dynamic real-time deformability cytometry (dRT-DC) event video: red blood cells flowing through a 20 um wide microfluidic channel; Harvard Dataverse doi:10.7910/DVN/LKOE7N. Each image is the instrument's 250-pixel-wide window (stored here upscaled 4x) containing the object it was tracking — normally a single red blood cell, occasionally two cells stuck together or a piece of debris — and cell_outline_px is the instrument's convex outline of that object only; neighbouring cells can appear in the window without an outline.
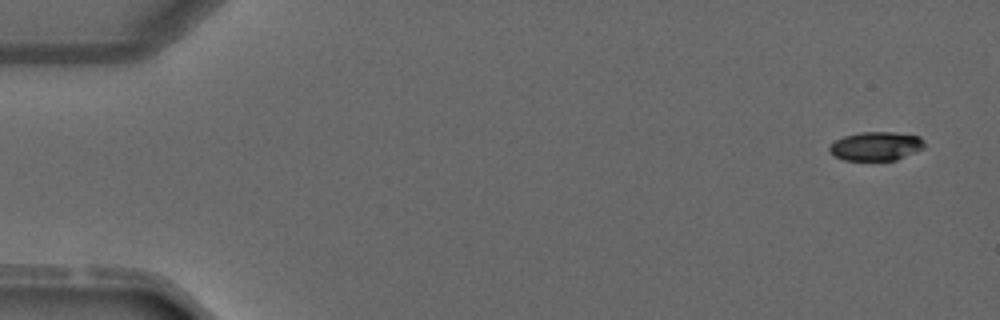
{"species": "common noctule bat (a hibernating species)", "species_latin": "Nyctalus noctula", "temperature_condition": "warm", "stored_images_in_passage": 4, "camera_frame_rate_fps": 3000, "um_per_image_px": 0.085, "animal": {"sex": "male", "forearm_length_mm": 52.5}, "frame": {"image": 1, "passage_image": 1, "time_ms": 0.0, "image_size_px": [1000, 320], "cell_outline_px": [[924, 148], [896, 160], [844, 160], [836, 156], [828, 148], [836, 140], [844, 136], [860, 132], [892, 132], [920, 136], [924, 140]], "centroid_in_image_um": [74.49, 12.42], "position_along_channel_um": 10.5, "area_um2": 15.78}}
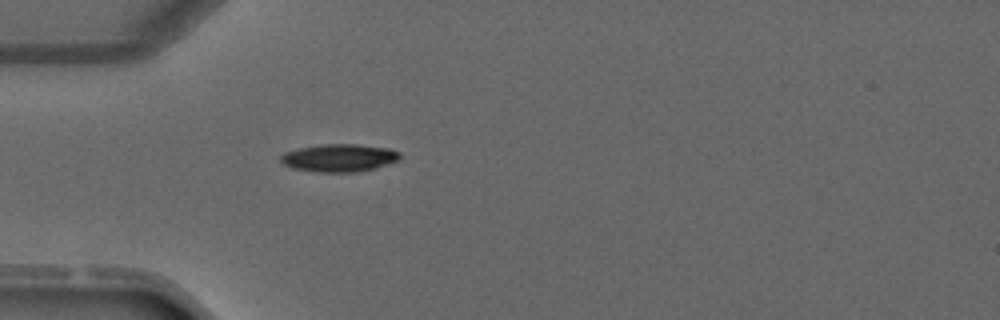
{"frame": {"image": 2, "passage_image": 4, "time_ms": 3.667, "image_size_px": [1000, 320], "cell_outline_px": [[400, 156], [396, 160], [376, 168], [356, 172], [320, 172], [292, 168], [284, 164], [280, 160], [280, 156], [284, 152], [300, 148], [324, 144], [356, 144], [388, 148], [400, 152]], "centroid_in_image_um": [28.81, 13.42], "position_along_channel_um": 56.2, "area_um2": 19.07}}